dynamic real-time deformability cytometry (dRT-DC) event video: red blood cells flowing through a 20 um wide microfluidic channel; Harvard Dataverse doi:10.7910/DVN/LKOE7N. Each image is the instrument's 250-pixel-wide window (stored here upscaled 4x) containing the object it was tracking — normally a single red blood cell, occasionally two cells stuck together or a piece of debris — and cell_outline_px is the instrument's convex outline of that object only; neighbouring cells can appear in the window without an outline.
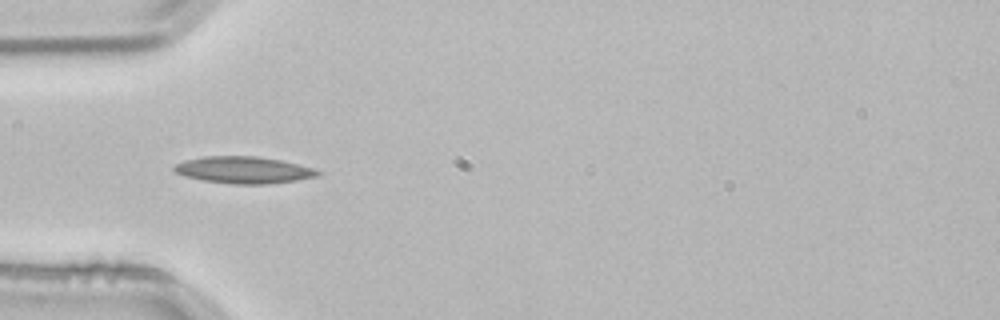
{"species": "common noctule bat (a hibernating species)", "species_latin": "Nyctalus noctula", "temperature_condition": "room temperature", "stored_images_in_passage": 4, "camera_frame_rate_fps": 3000, "um_per_image_px": 0.085, "animal": {"sex": "male", "body_mass_g": 21.5, "forearm_length_mm": 52.0}, "frame": {"image": 1, "passage_image": 3, "time_ms": 0.667, "image_size_px": [1000, 320], "cell_outline_px": [[324, 172], [320, 176], [296, 180], [268, 184], [232, 184], [204, 180], [184, 176], [176, 172], [172, 168], [176, 164], [184, 160], [204, 156], [256, 156], [280, 160], [316, 168]], "centroid_in_image_um": [20.76, 14.44], "position_along_channel_um": 64.2, "area_um2": 22.6}}